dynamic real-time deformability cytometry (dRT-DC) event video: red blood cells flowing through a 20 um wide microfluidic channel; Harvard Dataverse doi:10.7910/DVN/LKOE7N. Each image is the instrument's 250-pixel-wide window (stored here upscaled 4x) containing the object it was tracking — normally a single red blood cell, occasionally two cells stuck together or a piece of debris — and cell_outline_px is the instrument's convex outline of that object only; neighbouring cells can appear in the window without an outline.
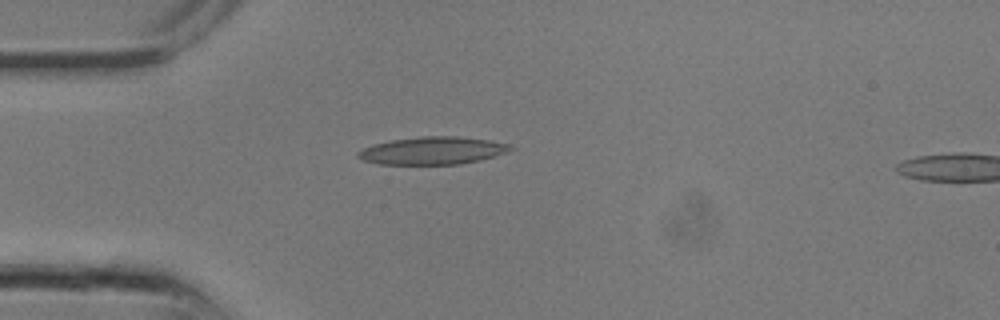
{"species": "common noctule bat (a hibernating species)", "species_latin": "Nyctalus noctula", "temperature_condition": "room temperature", "stored_images_in_passage": 11, "camera_frame_rate_fps": 3000, "um_per_image_px": 0.085, "animal": {"sex": "male", "body_mass_g": 13.3}, "frame": {"image": 1, "passage_image": 7, "time_ms": 2.0, "image_size_px": [1000, 320], "cell_outline_px": [[516, 148], [496, 156], [480, 160], [460, 164], [376, 164], [364, 160], [356, 156], [356, 152], [372, 144], [392, 140], [420, 136], [456, 136], [488, 140], [512, 144]], "centroid_in_image_um": [36.79, 12.8], "position_along_channel_um": 48.2, "area_um2": 24.68}}
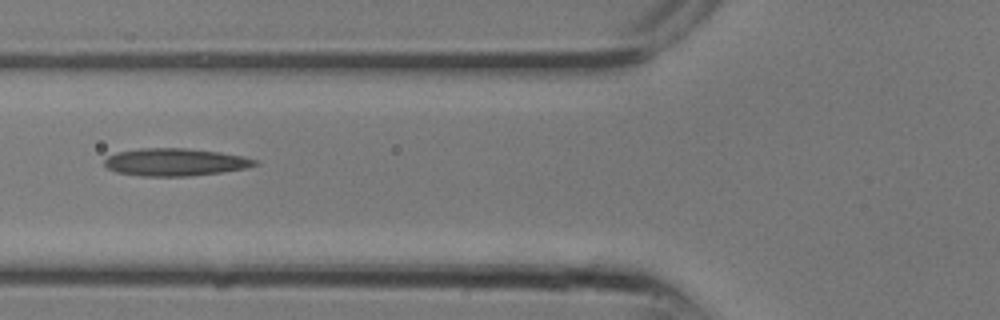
{"frame": {"image": 2, "passage_image": 10, "time_ms": 3.0, "image_size_px": [1000, 320], "cell_outline_px": [[260, 164], [244, 168], [220, 172], [188, 176], [140, 176], [116, 172], [108, 168], [104, 164], [104, 160], [108, 156], [116, 152], [140, 148], [184, 148], [220, 152], [244, 156], [256, 160]], "centroid_in_image_um": [14.87, 13.77], "position_along_channel_um": 110.9, "area_um2": 24.1}}